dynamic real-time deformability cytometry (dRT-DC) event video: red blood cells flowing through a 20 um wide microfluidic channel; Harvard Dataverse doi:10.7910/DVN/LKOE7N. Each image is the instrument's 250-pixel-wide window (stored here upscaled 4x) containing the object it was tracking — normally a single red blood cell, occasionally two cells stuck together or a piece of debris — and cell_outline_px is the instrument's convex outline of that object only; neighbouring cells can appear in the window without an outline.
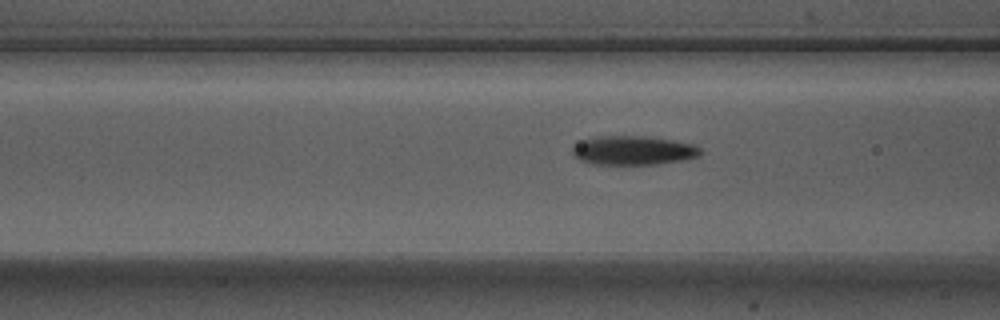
{"species": "Egyptian fruit bat (a non-hibernating species)", "species_latin": "Rousettus aegyptiacus", "temperature_condition": "warm", "stored_images_in_passage": 14, "camera_frame_rate_fps": 3000, "um_per_image_px": 0.085, "animal": {"sex": "male"}, "frame": {"image": 1, "passage_image": 12, "time_ms": 3.667, "image_size_px": [1000, 320], "cell_outline_px": [[704, 152], [696, 156], [680, 160], [656, 164], [592, 164], [580, 160], [572, 152], [572, 148], [584, 140], [600, 136], [640, 136], [672, 140], [692, 144], [700, 148]], "centroid_in_image_um": [53.83, 12.79], "position_along_channel_um": 112.8, "area_um2": 21.21}}